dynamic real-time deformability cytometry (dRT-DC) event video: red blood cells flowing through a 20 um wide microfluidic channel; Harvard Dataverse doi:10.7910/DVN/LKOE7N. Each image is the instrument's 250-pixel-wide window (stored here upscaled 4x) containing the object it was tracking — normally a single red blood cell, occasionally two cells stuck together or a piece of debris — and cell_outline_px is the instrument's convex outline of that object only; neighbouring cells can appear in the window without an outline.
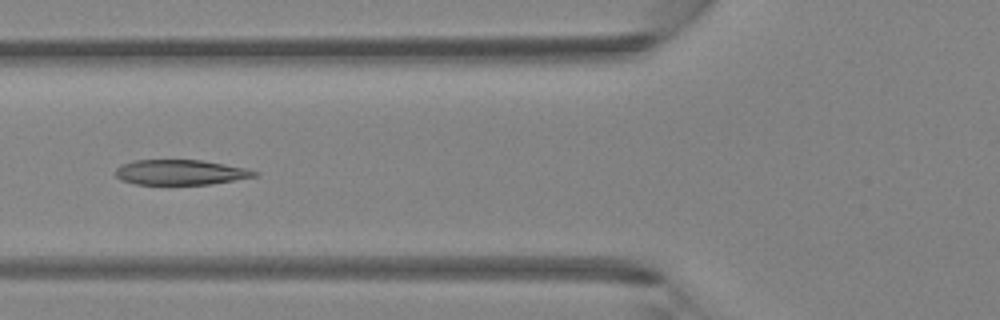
{"species": "Egyptian fruit bat (a non-hibernating species)", "species_latin": "Rousettus aegyptiacus", "temperature_condition": "room temperature", "stored_images_in_passage": 6, "camera_frame_rate_fps": 3000, "um_per_image_px": 0.085, "animal": {"sex": "female"}, "frame": {"image": 1, "passage_image": 6, "time_ms": 1.667, "image_size_px": [1000, 320], "cell_outline_px": [[260, 176], [212, 184], [136, 184], [120, 180], [116, 176], [116, 168], [120, 164], [132, 160], [200, 160], [248, 168], [260, 172]], "centroid_in_image_um": [15.38, 14.64], "position_along_channel_um": 110.4, "area_um2": 20.58}}